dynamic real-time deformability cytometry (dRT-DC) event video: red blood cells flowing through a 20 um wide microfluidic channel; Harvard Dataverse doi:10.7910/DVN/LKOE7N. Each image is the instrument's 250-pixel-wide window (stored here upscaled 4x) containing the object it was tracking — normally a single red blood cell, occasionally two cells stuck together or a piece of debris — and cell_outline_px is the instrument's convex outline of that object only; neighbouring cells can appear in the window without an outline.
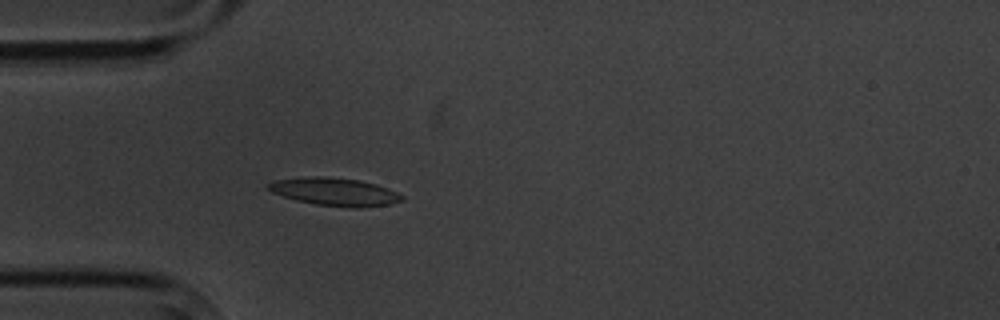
{"species": "common noctule bat (a hibernating species)", "species_latin": "Nyctalus noctula", "temperature_condition": "cold", "stored_images_in_passage": 1, "camera_frame_rate_fps": 3000, "um_per_image_px": 0.085, "animal": {"sex": "male", "body_mass_g": 20.1, "forearm_length_mm": 53.5}, "frame": {"image": 1, "passage_image": 1, "time_ms": 0.0, "image_size_px": [1000, 320], "cell_outline_px": [[404, 200], [392, 204], [360, 208], [352, 208], [316, 204], [296, 200], [272, 192], [264, 188], [268, 184], [276, 180], [312, 176], [324, 176], [360, 180], [376, 184], [388, 188], [404, 196]], "centroid_in_image_um": [28.49, 16.3], "position_along_channel_um": 56.5, "area_um2": 21.79}}